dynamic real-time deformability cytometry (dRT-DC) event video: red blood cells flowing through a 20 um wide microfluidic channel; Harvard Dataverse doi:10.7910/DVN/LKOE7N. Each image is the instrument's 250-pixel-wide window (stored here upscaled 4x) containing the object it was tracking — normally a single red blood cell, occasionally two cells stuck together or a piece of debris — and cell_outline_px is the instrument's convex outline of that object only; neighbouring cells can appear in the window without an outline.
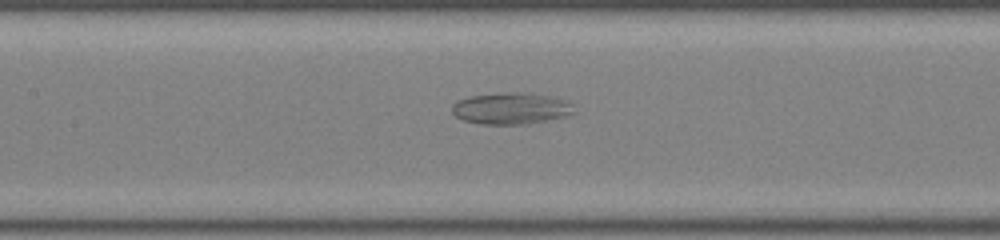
{"species": "common noctule bat (a hibernating species)", "species_latin": "Nyctalus noctula", "temperature_condition": "room temperature", "stored_images_in_passage": 52, "camera_frame_rate_fps": 3000, "um_per_image_px": 0.085, "animal": {"sex": "male", "body_mass_g": 19.0, "forearm_length_mm": 50.8}, "frame": {"image": 1, "passage_image": 25, "time_ms": 8.0, "image_size_px": [1000, 240], "cell_outline_px": [[572, 112], [564, 116], [528, 124], [480, 124], [464, 120], [456, 116], [452, 112], [452, 104], [456, 100], [472, 96], [508, 92], [516, 92], [548, 96], [572, 104]], "centroid_in_image_um": [43.35, 9.22], "position_along_channel_um": 164.1, "area_um2": 21.91}}
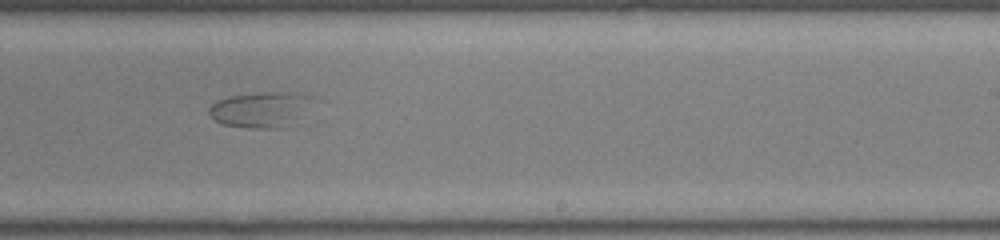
{"frame": {"image": 2, "passage_image": 33, "time_ms": 10.667, "image_size_px": [1000, 240], "cell_outline_px": [[304, 96], [276, 128], [252, 128], [224, 124], [216, 120], [208, 112], [208, 108], [216, 100], [232, 96], [264, 92], [284, 92]], "centroid_in_image_um": [21.64, 9.29], "position_along_channel_um": 267.4, "area_um2": 18.15}}
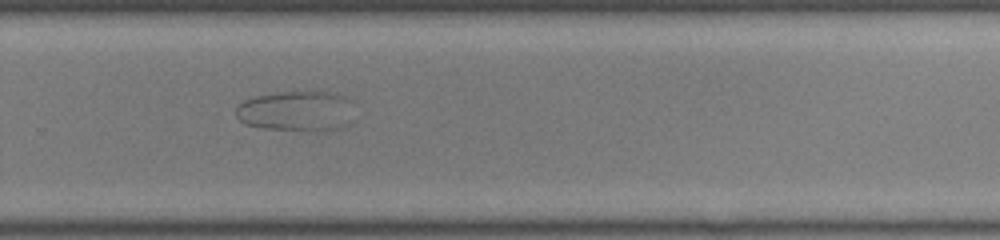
{"frame": {"image": 3, "passage_image": 36, "time_ms": 11.667, "image_size_px": [1000, 240], "cell_outline_px": [[356, 100], [324, 128], [264, 128], [244, 124], [236, 116], [236, 108], [244, 100], [256, 96], [276, 92], [316, 88], [336, 92]], "centroid_in_image_um": [24.94, 9.26], "position_along_channel_um": 304.9, "area_um2": 26.01}}